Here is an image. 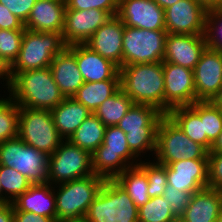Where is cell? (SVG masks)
I'll list each match as a JSON object with an SVG mask.
<instances>
[{
    "mask_svg": "<svg viewBox=\"0 0 222 222\" xmlns=\"http://www.w3.org/2000/svg\"><path fill=\"white\" fill-rule=\"evenodd\" d=\"M7 91L19 107L32 109L51 111L65 99L49 67L17 73Z\"/></svg>",
    "mask_w": 222,
    "mask_h": 222,
    "instance_id": "6da1fadb",
    "label": "cell"
},
{
    "mask_svg": "<svg viewBox=\"0 0 222 222\" xmlns=\"http://www.w3.org/2000/svg\"><path fill=\"white\" fill-rule=\"evenodd\" d=\"M120 87L134 104H148L164 113L162 62L126 65L119 68Z\"/></svg>",
    "mask_w": 222,
    "mask_h": 222,
    "instance_id": "7a4b0ae2",
    "label": "cell"
},
{
    "mask_svg": "<svg viewBox=\"0 0 222 222\" xmlns=\"http://www.w3.org/2000/svg\"><path fill=\"white\" fill-rule=\"evenodd\" d=\"M164 115L154 106L133 104L118 123L126 134L129 149L138 159L146 158L144 156H148L149 151L152 157L155 154L157 129Z\"/></svg>",
    "mask_w": 222,
    "mask_h": 222,
    "instance_id": "3957f363",
    "label": "cell"
},
{
    "mask_svg": "<svg viewBox=\"0 0 222 222\" xmlns=\"http://www.w3.org/2000/svg\"><path fill=\"white\" fill-rule=\"evenodd\" d=\"M66 47L60 33L25 29L19 54L10 66L11 77L20 72L50 67L54 57Z\"/></svg>",
    "mask_w": 222,
    "mask_h": 222,
    "instance_id": "277c9868",
    "label": "cell"
},
{
    "mask_svg": "<svg viewBox=\"0 0 222 222\" xmlns=\"http://www.w3.org/2000/svg\"><path fill=\"white\" fill-rule=\"evenodd\" d=\"M91 158L94 174L104 179H115L140 162L129 149L125 132L118 126L106 127L103 143L91 154Z\"/></svg>",
    "mask_w": 222,
    "mask_h": 222,
    "instance_id": "5b68a950",
    "label": "cell"
},
{
    "mask_svg": "<svg viewBox=\"0 0 222 222\" xmlns=\"http://www.w3.org/2000/svg\"><path fill=\"white\" fill-rule=\"evenodd\" d=\"M84 218L88 222H138V207L114 179H105Z\"/></svg>",
    "mask_w": 222,
    "mask_h": 222,
    "instance_id": "8992f818",
    "label": "cell"
},
{
    "mask_svg": "<svg viewBox=\"0 0 222 222\" xmlns=\"http://www.w3.org/2000/svg\"><path fill=\"white\" fill-rule=\"evenodd\" d=\"M104 181L103 177L92 174L85 178L53 185L56 198V222L84 218Z\"/></svg>",
    "mask_w": 222,
    "mask_h": 222,
    "instance_id": "52a82bcc",
    "label": "cell"
},
{
    "mask_svg": "<svg viewBox=\"0 0 222 222\" xmlns=\"http://www.w3.org/2000/svg\"><path fill=\"white\" fill-rule=\"evenodd\" d=\"M153 159L159 164L169 165L186 159H208V151L202 145L190 139L165 114L158 125L156 150Z\"/></svg>",
    "mask_w": 222,
    "mask_h": 222,
    "instance_id": "ba28073f",
    "label": "cell"
},
{
    "mask_svg": "<svg viewBox=\"0 0 222 222\" xmlns=\"http://www.w3.org/2000/svg\"><path fill=\"white\" fill-rule=\"evenodd\" d=\"M0 165L13 167L32 184L48 183L49 155L25 144L18 136L0 143Z\"/></svg>",
    "mask_w": 222,
    "mask_h": 222,
    "instance_id": "9c48e42d",
    "label": "cell"
},
{
    "mask_svg": "<svg viewBox=\"0 0 222 222\" xmlns=\"http://www.w3.org/2000/svg\"><path fill=\"white\" fill-rule=\"evenodd\" d=\"M17 136L25 144L51 155L64 141L57 131L51 111L19 107Z\"/></svg>",
    "mask_w": 222,
    "mask_h": 222,
    "instance_id": "30bf717a",
    "label": "cell"
},
{
    "mask_svg": "<svg viewBox=\"0 0 222 222\" xmlns=\"http://www.w3.org/2000/svg\"><path fill=\"white\" fill-rule=\"evenodd\" d=\"M166 30H147L124 26L123 66L163 62Z\"/></svg>",
    "mask_w": 222,
    "mask_h": 222,
    "instance_id": "8fae6325",
    "label": "cell"
},
{
    "mask_svg": "<svg viewBox=\"0 0 222 222\" xmlns=\"http://www.w3.org/2000/svg\"><path fill=\"white\" fill-rule=\"evenodd\" d=\"M94 174L91 153L64 140L49 156L48 183H60L81 179Z\"/></svg>",
    "mask_w": 222,
    "mask_h": 222,
    "instance_id": "7c38bea8",
    "label": "cell"
},
{
    "mask_svg": "<svg viewBox=\"0 0 222 222\" xmlns=\"http://www.w3.org/2000/svg\"><path fill=\"white\" fill-rule=\"evenodd\" d=\"M164 74V114L178 106L196 102L193 70L171 62H162Z\"/></svg>",
    "mask_w": 222,
    "mask_h": 222,
    "instance_id": "4fadbf2b",
    "label": "cell"
},
{
    "mask_svg": "<svg viewBox=\"0 0 222 222\" xmlns=\"http://www.w3.org/2000/svg\"><path fill=\"white\" fill-rule=\"evenodd\" d=\"M207 10L196 0H180L164 10L168 34L204 35Z\"/></svg>",
    "mask_w": 222,
    "mask_h": 222,
    "instance_id": "5bb4252c",
    "label": "cell"
},
{
    "mask_svg": "<svg viewBox=\"0 0 222 222\" xmlns=\"http://www.w3.org/2000/svg\"><path fill=\"white\" fill-rule=\"evenodd\" d=\"M111 15L104 10L66 9L62 38L66 46L85 44Z\"/></svg>",
    "mask_w": 222,
    "mask_h": 222,
    "instance_id": "9a60e30c",
    "label": "cell"
},
{
    "mask_svg": "<svg viewBox=\"0 0 222 222\" xmlns=\"http://www.w3.org/2000/svg\"><path fill=\"white\" fill-rule=\"evenodd\" d=\"M117 16L127 27L166 30L164 9L153 0H119Z\"/></svg>",
    "mask_w": 222,
    "mask_h": 222,
    "instance_id": "2e32d148",
    "label": "cell"
},
{
    "mask_svg": "<svg viewBox=\"0 0 222 222\" xmlns=\"http://www.w3.org/2000/svg\"><path fill=\"white\" fill-rule=\"evenodd\" d=\"M197 101H210L222 85V54L205 48L193 69Z\"/></svg>",
    "mask_w": 222,
    "mask_h": 222,
    "instance_id": "e0dca14e",
    "label": "cell"
},
{
    "mask_svg": "<svg viewBox=\"0 0 222 222\" xmlns=\"http://www.w3.org/2000/svg\"><path fill=\"white\" fill-rule=\"evenodd\" d=\"M167 183L191 194L208 187V159H186L167 165Z\"/></svg>",
    "mask_w": 222,
    "mask_h": 222,
    "instance_id": "ac0fdd59",
    "label": "cell"
},
{
    "mask_svg": "<svg viewBox=\"0 0 222 222\" xmlns=\"http://www.w3.org/2000/svg\"><path fill=\"white\" fill-rule=\"evenodd\" d=\"M123 32L124 23L117 15L111 16L85 44L120 68L123 66Z\"/></svg>",
    "mask_w": 222,
    "mask_h": 222,
    "instance_id": "d6986e66",
    "label": "cell"
},
{
    "mask_svg": "<svg viewBox=\"0 0 222 222\" xmlns=\"http://www.w3.org/2000/svg\"><path fill=\"white\" fill-rule=\"evenodd\" d=\"M206 47L204 35L167 34L163 62L193 70Z\"/></svg>",
    "mask_w": 222,
    "mask_h": 222,
    "instance_id": "ffe728a7",
    "label": "cell"
},
{
    "mask_svg": "<svg viewBox=\"0 0 222 222\" xmlns=\"http://www.w3.org/2000/svg\"><path fill=\"white\" fill-rule=\"evenodd\" d=\"M75 57L85 82H99L112 79L119 67L103 58L86 44H74L66 47Z\"/></svg>",
    "mask_w": 222,
    "mask_h": 222,
    "instance_id": "44dd1931",
    "label": "cell"
},
{
    "mask_svg": "<svg viewBox=\"0 0 222 222\" xmlns=\"http://www.w3.org/2000/svg\"><path fill=\"white\" fill-rule=\"evenodd\" d=\"M65 12V0H37L24 27L30 31L62 34Z\"/></svg>",
    "mask_w": 222,
    "mask_h": 222,
    "instance_id": "7402d4cb",
    "label": "cell"
},
{
    "mask_svg": "<svg viewBox=\"0 0 222 222\" xmlns=\"http://www.w3.org/2000/svg\"><path fill=\"white\" fill-rule=\"evenodd\" d=\"M222 205V191L213 188H203L194 192L180 222H218V216Z\"/></svg>",
    "mask_w": 222,
    "mask_h": 222,
    "instance_id": "603a6c76",
    "label": "cell"
},
{
    "mask_svg": "<svg viewBox=\"0 0 222 222\" xmlns=\"http://www.w3.org/2000/svg\"><path fill=\"white\" fill-rule=\"evenodd\" d=\"M13 211L32 212L35 215L50 217L56 222V198L53 185L32 184L13 202Z\"/></svg>",
    "mask_w": 222,
    "mask_h": 222,
    "instance_id": "cb8c5ba5",
    "label": "cell"
},
{
    "mask_svg": "<svg viewBox=\"0 0 222 222\" xmlns=\"http://www.w3.org/2000/svg\"><path fill=\"white\" fill-rule=\"evenodd\" d=\"M49 68L64 97H73L85 83L79 71L76 57L67 48L54 57Z\"/></svg>",
    "mask_w": 222,
    "mask_h": 222,
    "instance_id": "d4e9b609",
    "label": "cell"
},
{
    "mask_svg": "<svg viewBox=\"0 0 222 222\" xmlns=\"http://www.w3.org/2000/svg\"><path fill=\"white\" fill-rule=\"evenodd\" d=\"M54 125L64 140H68L91 112L73 97L65 99L51 110Z\"/></svg>",
    "mask_w": 222,
    "mask_h": 222,
    "instance_id": "484cf974",
    "label": "cell"
},
{
    "mask_svg": "<svg viewBox=\"0 0 222 222\" xmlns=\"http://www.w3.org/2000/svg\"><path fill=\"white\" fill-rule=\"evenodd\" d=\"M120 73L112 79L99 82H85L73 95V98L82 103L91 113L110 96L120 89Z\"/></svg>",
    "mask_w": 222,
    "mask_h": 222,
    "instance_id": "4316f807",
    "label": "cell"
},
{
    "mask_svg": "<svg viewBox=\"0 0 222 222\" xmlns=\"http://www.w3.org/2000/svg\"><path fill=\"white\" fill-rule=\"evenodd\" d=\"M167 115L194 142L202 145L208 152L212 143L203 134V122L189 106H178L170 109Z\"/></svg>",
    "mask_w": 222,
    "mask_h": 222,
    "instance_id": "83f0119b",
    "label": "cell"
},
{
    "mask_svg": "<svg viewBox=\"0 0 222 222\" xmlns=\"http://www.w3.org/2000/svg\"><path fill=\"white\" fill-rule=\"evenodd\" d=\"M106 126L91 113L68 139L91 154L103 143Z\"/></svg>",
    "mask_w": 222,
    "mask_h": 222,
    "instance_id": "f1b7e54d",
    "label": "cell"
},
{
    "mask_svg": "<svg viewBox=\"0 0 222 222\" xmlns=\"http://www.w3.org/2000/svg\"><path fill=\"white\" fill-rule=\"evenodd\" d=\"M114 180L125 189L138 208L150 199L148 178L138 165L127 168Z\"/></svg>",
    "mask_w": 222,
    "mask_h": 222,
    "instance_id": "f546056e",
    "label": "cell"
},
{
    "mask_svg": "<svg viewBox=\"0 0 222 222\" xmlns=\"http://www.w3.org/2000/svg\"><path fill=\"white\" fill-rule=\"evenodd\" d=\"M133 104L132 99L120 88L107 98L94 114L106 127L117 126Z\"/></svg>",
    "mask_w": 222,
    "mask_h": 222,
    "instance_id": "4dcf8cb0",
    "label": "cell"
},
{
    "mask_svg": "<svg viewBox=\"0 0 222 222\" xmlns=\"http://www.w3.org/2000/svg\"><path fill=\"white\" fill-rule=\"evenodd\" d=\"M203 122V134L213 144L222 131V112L210 101H197L189 106Z\"/></svg>",
    "mask_w": 222,
    "mask_h": 222,
    "instance_id": "1f68e13d",
    "label": "cell"
},
{
    "mask_svg": "<svg viewBox=\"0 0 222 222\" xmlns=\"http://www.w3.org/2000/svg\"><path fill=\"white\" fill-rule=\"evenodd\" d=\"M0 183L5 203H12L19 195L26 192L32 183L13 167L0 165Z\"/></svg>",
    "mask_w": 222,
    "mask_h": 222,
    "instance_id": "d6a6232c",
    "label": "cell"
},
{
    "mask_svg": "<svg viewBox=\"0 0 222 222\" xmlns=\"http://www.w3.org/2000/svg\"><path fill=\"white\" fill-rule=\"evenodd\" d=\"M178 218L171 211L163 196L150 198L138 208V222H177Z\"/></svg>",
    "mask_w": 222,
    "mask_h": 222,
    "instance_id": "836d02e7",
    "label": "cell"
},
{
    "mask_svg": "<svg viewBox=\"0 0 222 222\" xmlns=\"http://www.w3.org/2000/svg\"><path fill=\"white\" fill-rule=\"evenodd\" d=\"M19 106L8 95L0 98V143L17 137Z\"/></svg>",
    "mask_w": 222,
    "mask_h": 222,
    "instance_id": "e575fe53",
    "label": "cell"
},
{
    "mask_svg": "<svg viewBox=\"0 0 222 222\" xmlns=\"http://www.w3.org/2000/svg\"><path fill=\"white\" fill-rule=\"evenodd\" d=\"M142 161L137 164L148 178V195L150 198L163 196L167 186V165L157 163L155 160Z\"/></svg>",
    "mask_w": 222,
    "mask_h": 222,
    "instance_id": "d590c367",
    "label": "cell"
},
{
    "mask_svg": "<svg viewBox=\"0 0 222 222\" xmlns=\"http://www.w3.org/2000/svg\"><path fill=\"white\" fill-rule=\"evenodd\" d=\"M204 37L207 48L222 54V10L208 9Z\"/></svg>",
    "mask_w": 222,
    "mask_h": 222,
    "instance_id": "8d00e7d4",
    "label": "cell"
},
{
    "mask_svg": "<svg viewBox=\"0 0 222 222\" xmlns=\"http://www.w3.org/2000/svg\"><path fill=\"white\" fill-rule=\"evenodd\" d=\"M24 31L0 29V57L9 67L19 54Z\"/></svg>",
    "mask_w": 222,
    "mask_h": 222,
    "instance_id": "74e56055",
    "label": "cell"
},
{
    "mask_svg": "<svg viewBox=\"0 0 222 222\" xmlns=\"http://www.w3.org/2000/svg\"><path fill=\"white\" fill-rule=\"evenodd\" d=\"M66 9L88 10L100 9L107 11L111 16L118 13L119 0H65Z\"/></svg>",
    "mask_w": 222,
    "mask_h": 222,
    "instance_id": "f35d334b",
    "label": "cell"
},
{
    "mask_svg": "<svg viewBox=\"0 0 222 222\" xmlns=\"http://www.w3.org/2000/svg\"><path fill=\"white\" fill-rule=\"evenodd\" d=\"M191 195L190 192L179 191L177 188L167 184L163 198L168 202L171 211L179 219L186 209Z\"/></svg>",
    "mask_w": 222,
    "mask_h": 222,
    "instance_id": "ab89813d",
    "label": "cell"
},
{
    "mask_svg": "<svg viewBox=\"0 0 222 222\" xmlns=\"http://www.w3.org/2000/svg\"><path fill=\"white\" fill-rule=\"evenodd\" d=\"M208 187L222 191V152H208Z\"/></svg>",
    "mask_w": 222,
    "mask_h": 222,
    "instance_id": "60d3db41",
    "label": "cell"
},
{
    "mask_svg": "<svg viewBox=\"0 0 222 222\" xmlns=\"http://www.w3.org/2000/svg\"><path fill=\"white\" fill-rule=\"evenodd\" d=\"M36 1L37 0H0V3L5 5L13 15L25 23Z\"/></svg>",
    "mask_w": 222,
    "mask_h": 222,
    "instance_id": "b9f144b4",
    "label": "cell"
},
{
    "mask_svg": "<svg viewBox=\"0 0 222 222\" xmlns=\"http://www.w3.org/2000/svg\"><path fill=\"white\" fill-rule=\"evenodd\" d=\"M0 29L25 30L24 23L11 11L0 3Z\"/></svg>",
    "mask_w": 222,
    "mask_h": 222,
    "instance_id": "7bdbcfd3",
    "label": "cell"
},
{
    "mask_svg": "<svg viewBox=\"0 0 222 222\" xmlns=\"http://www.w3.org/2000/svg\"><path fill=\"white\" fill-rule=\"evenodd\" d=\"M13 222H55L50 217L35 215L32 212L13 211Z\"/></svg>",
    "mask_w": 222,
    "mask_h": 222,
    "instance_id": "ee69618b",
    "label": "cell"
},
{
    "mask_svg": "<svg viewBox=\"0 0 222 222\" xmlns=\"http://www.w3.org/2000/svg\"><path fill=\"white\" fill-rule=\"evenodd\" d=\"M0 79L5 80V82L3 84L6 85H2V86H6V89L9 90L10 85H11V74H10V67L7 65V63L0 57Z\"/></svg>",
    "mask_w": 222,
    "mask_h": 222,
    "instance_id": "f6af8a7d",
    "label": "cell"
},
{
    "mask_svg": "<svg viewBox=\"0 0 222 222\" xmlns=\"http://www.w3.org/2000/svg\"><path fill=\"white\" fill-rule=\"evenodd\" d=\"M0 222H13L12 203L0 204Z\"/></svg>",
    "mask_w": 222,
    "mask_h": 222,
    "instance_id": "bcb514c9",
    "label": "cell"
},
{
    "mask_svg": "<svg viewBox=\"0 0 222 222\" xmlns=\"http://www.w3.org/2000/svg\"><path fill=\"white\" fill-rule=\"evenodd\" d=\"M199 2L206 10L218 8L222 0H196Z\"/></svg>",
    "mask_w": 222,
    "mask_h": 222,
    "instance_id": "7dc6e473",
    "label": "cell"
},
{
    "mask_svg": "<svg viewBox=\"0 0 222 222\" xmlns=\"http://www.w3.org/2000/svg\"><path fill=\"white\" fill-rule=\"evenodd\" d=\"M210 102L222 112V85Z\"/></svg>",
    "mask_w": 222,
    "mask_h": 222,
    "instance_id": "c3c4849f",
    "label": "cell"
},
{
    "mask_svg": "<svg viewBox=\"0 0 222 222\" xmlns=\"http://www.w3.org/2000/svg\"><path fill=\"white\" fill-rule=\"evenodd\" d=\"M209 152H217V153L222 152V131L220 132L217 139L212 144Z\"/></svg>",
    "mask_w": 222,
    "mask_h": 222,
    "instance_id": "681fc988",
    "label": "cell"
},
{
    "mask_svg": "<svg viewBox=\"0 0 222 222\" xmlns=\"http://www.w3.org/2000/svg\"><path fill=\"white\" fill-rule=\"evenodd\" d=\"M155 1L162 9H166L172 5H174L176 2L180 0H153Z\"/></svg>",
    "mask_w": 222,
    "mask_h": 222,
    "instance_id": "f907efd6",
    "label": "cell"
},
{
    "mask_svg": "<svg viewBox=\"0 0 222 222\" xmlns=\"http://www.w3.org/2000/svg\"><path fill=\"white\" fill-rule=\"evenodd\" d=\"M62 222H88V221L85 218H78V219L65 220Z\"/></svg>",
    "mask_w": 222,
    "mask_h": 222,
    "instance_id": "816d5d0a",
    "label": "cell"
},
{
    "mask_svg": "<svg viewBox=\"0 0 222 222\" xmlns=\"http://www.w3.org/2000/svg\"><path fill=\"white\" fill-rule=\"evenodd\" d=\"M4 203H5V196L3 195L2 187L0 183V204H4Z\"/></svg>",
    "mask_w": 222,
    "mask_h": 222,
    "instance_id": "f5cc1de1",
    "label": "cell"
},
{
    "mask_svg": "<svg viewBox=\"0 0 222 222\" xmlns=\"http://www.w3.org/2000/svg\"><path fill=\"white\" fill-rule=\"evenodd\" d=\"M218 222H222V205H221L219 216H218Z\"/></svg>",
    "mask_w": 222,
    "mask_h": 222,
    "instance_id": "db71d44e",
    "label": "cell"
},
{
    "mask_svg": "<svg viewBox=\"0 0 222 222\" xmlns=\"http://www.w3.org/2000/svg\"><path fill=\"white\" fill-rule=\"evenodd\" d=\"M218 8H222V1H221V3H220V5H219V7Z\"/></svg>",
    "mask_w": 222,
    "mask_h": 222,
    "instance_id": "11a10c76",
    "label": "cell"
}]
</instances>
